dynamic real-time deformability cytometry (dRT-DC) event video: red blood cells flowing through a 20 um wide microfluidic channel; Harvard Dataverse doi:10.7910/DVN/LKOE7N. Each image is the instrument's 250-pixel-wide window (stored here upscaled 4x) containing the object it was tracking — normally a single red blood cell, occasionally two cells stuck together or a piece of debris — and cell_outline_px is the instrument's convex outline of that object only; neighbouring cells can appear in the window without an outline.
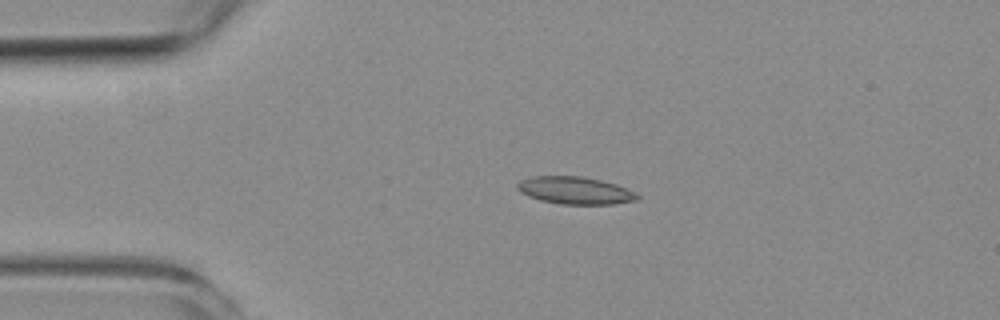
{"species": "common noctule bat (a hibernating species)", "species_latin": "Nyctalus noctula", "temperature_condition": "room temperature", "stored_images_in_passage": 4, "camera_frame_rate_fps": 3000, "um_per_image_px": 0.085, "animal": {"sex": "female", "body_mass_g": 19.3, "forearm_length_mm": 54.1}, "frame": {"image": 1, "passage_image": 3, "time_ms": 3.667, "image_size_px": [1000, 320], "cell_outline_px": [[640, 200], [616, 204], [560, 204], [540, 200], [528, 196], [520, 192], [516, 188], [516, 184], [520, 180], [532, 176], [580, 176], [600, 180], [616, 184], [640, 196]], "centroid_in_image_um": [48.85, 16.19], "position_along_channel_um": 36.1, "area_um2": 19.19}}